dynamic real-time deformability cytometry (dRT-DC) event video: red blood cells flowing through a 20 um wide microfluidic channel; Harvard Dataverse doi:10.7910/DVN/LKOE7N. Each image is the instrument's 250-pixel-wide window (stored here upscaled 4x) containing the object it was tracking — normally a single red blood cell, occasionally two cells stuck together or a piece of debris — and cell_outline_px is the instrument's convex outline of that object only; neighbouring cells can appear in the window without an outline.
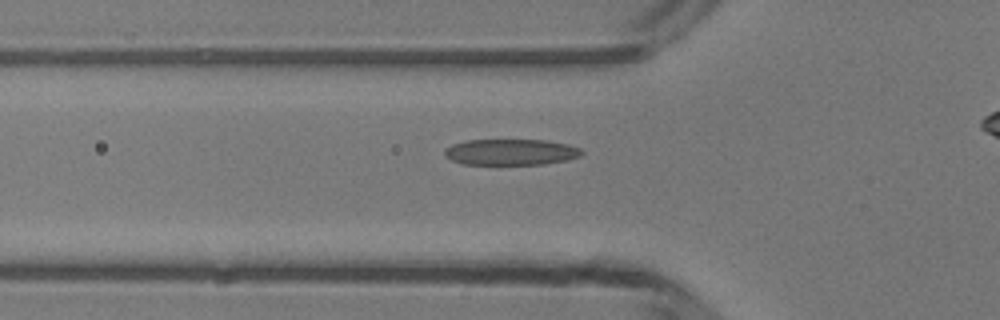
{"species": "common noctule bat (a hibernating species)", "species_latin": "Nyctalus noctula", "temperature_condition": "room temperature", "stored_images_in_passage": 30, "camera_frame_rate_fps": 3000, "um_per_image_px": 0.085, "animal": {"sex": "male", "body_mass_g": 13.3}, "frame": {"image": 1, "passage_image": 3, "time_ms": 0.667, "image_size_px": [1000, 320], "cell_outline_px": [[584, 152], [580, 156], [568, 160], [544, 164], [464, 164], [452, 160], [444, 156], [444, 148], [452, 144], [468, 140], [544, 140], [568, 144], [580, 148]], "centroid_in_image_um": [43.42, 12.92], "position_along_channel_um": 82.4, "area_um2": 20.87}}
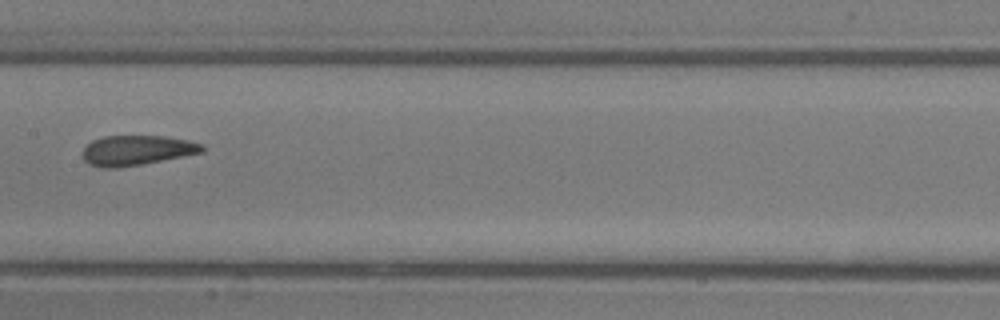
{"frame": {"image": 2, "passage_image": 11, "time_ms": 3.333, "image_size_px": [1000, 320], "cell_outline_px": [[204, 152], [140, 164], [116, 168], [100, 168], [88, 164], [84, 160], [84, 148], [92, 140], [104, 136], [164, 136], [188, 140], [204, 144]], "centroid_in_image_um": [11.62, 12.77], "position_along_channel_um": 195.8, "area_um2": 20.75}}
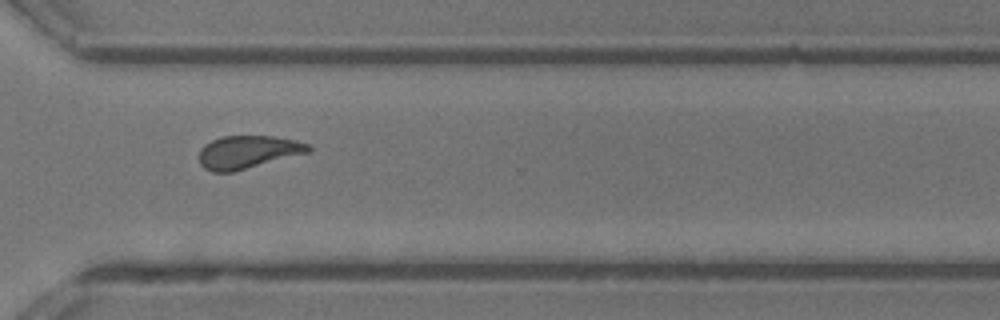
{"frame": {"image": 3, "passage_image": 22, "time_ms": 7.0, "image_size_px": [1000, 320], "cell_outline_px": [[312, 152], [232, 172], [212, 172], [204, 168], [200, 164], [200, 148], [204, 144], [220, 136], [272, 136], [296, 140], [308, 144], [312, 148]], "centroid_in_image_um": [21.08, 12.92], "position_along_channel_um": 349.5, "area_um2": 21.15}}